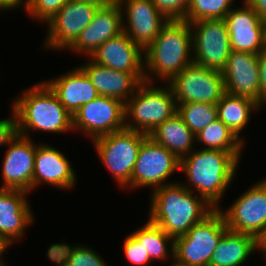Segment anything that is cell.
Masks as SVG:
<instances>
[{
	"label": "cell",
	"mask_w": 266,
	"mask_h": 266,
	"mask_svg": "<svg viewBox=\"0 0 266 266\" xmlns=\"http://www.w3.org/2000/svg\"><path fill=\"white\" fill-rule=\"evenodd\" d=\"M123 32L143 50L151 44L168 22L151 0H119Z\"/></svg>",
	"instance_id": "obj_17"
},
{
	"label": "cell",
	"mask_w": 266,
	"mask_h": 266,
	"mask_svg": "<svg viewBox=\"0 0 266 266\" xmlns=\"http://www.w3.org/2000/svg\"><path fill=\"white\" fill-rule=\"evenodd\" d=\"M28 5V0H0V12L14 11L15 9H24L25 12Z\"/></svg>",
	"instance_id": "obj_37"
},
{
	"label": "cell",
	"mask_w": 266,
	"mask_h": 266,
	"mask_svg": "<svg viewBox=\"0 0 266 266\" xmlns=\"http://www.w3.org/2000/svg\"><path fill=\"white\" fill-rule=\"evenodd\" d=\"M131 234L138 240L152 262L174 263V239L165 233L158 225L148 220L137 227Z\"/></svg>",
	"instance_id": "obj_28"
},
{
	"label": "cell",
	"mask_w": 266,
	"mask_h": 266,
	"mask_svg": "<svg viewBox=\"0 0 266 266\" xmlns=\"http://www.w3.org/2000/svg\"><path fill=\"white\" fill-rule=\"evenodd\" d=\"M78 1L90 2L100 7H105L116 3L115 0H78Z\"/></svg>",
	"instance_id": "obj_40"
},
{
	"label": "cell",
	"mask_w": 266,
	"mask_h": 266,
	"mask_svg": "<svg viewBox=\"0 0 266 266\" xmlns=\"http://www.w3.org/2000/svg\"><path fill=\"white\" fill-rule=\"evenodd\" d=\"M217 116L245 145L247 142L241 131H244L251 122V114L260 112V108L255 101L235 96L225 92L216 104Z\"/></svg>",
	"instance_id": "obj_26"
},
{
	"label": "cell",
	"mask_w": 266,
	"mask_h": 266,
	"mask_svg": "<svg viewBox=\"0 0 266 266\" xmlns=\"http://www.w3.org/2000/svg\"><path fill=\"white\" fill-rule=\"evenodd\" d=\"M148 221L173 239L185 235L215 208L180 181L157 188L149 198Z\"/></svg>",
	"instance_id": "obj_2"
},
{
	"label": "cell",
	"mask_w": 266,
	"mask_h": 266,
	"mask_svg": "<svg viewBox=\"0 0 266 266\" xmlns=\"http://www.w3.org/2000/svg\"><path fill=\"white\" fill-rule=\"evenodd\" d=\"M177 105V114L196 136L202 129L210 125L216 119V104L189 102Z\"/></svg>",
	"instance_id": "obj_30"
},
{
	"label": "cell",
	"mask_w": 266,
	"mask_h": 266,
	"mask_svg": "<svg viewBox=\"0 0 266 266\" xmlns=\"http://www.w3.org/2000/svg\"><path fill=\"white\" fill-rule=\"evenodd\" d=\"M100 6L84 1L70 0L47 22V35L42 44L45 51L67 50L90 24ZM48 49V50H47ZM59 50V51H58Z\"/></svg>",
	"instance_id": "obj_11"
},
{
	"label": "cell",
	"mask_w": 266,
	"mask_h": 266,
	"mask_svg": "<svg viewBox=\"0 0 266 266\" xmlns=\"http://www.w3.org/2000/svg\"><path fill=\"white\" fill-rule=\"evenodd\" d=\"M11 115L0 119V147H5L17 136V117L14 109L10 106Z\"/></svg>",
	"instance_id": "obj_35"
},
{
	"label": "cell",
	"mask_w": 266,
	"mask_h": 266,
	"mask_svg": "<svg viewBox=\"0 0 266 266\" xmlns=\"http://www.w3.org/2000/svg\"><path fill=\"white\" fill-rule=\"evenodd\" d=\"M167 266H179V265H177V264H175V263H172V264H169V265H167Z\"/></svg>",
	"instance_id": "obj_43"
},
{
	"label": "cell",
	"mask_w": 266,
	"mask_h": 266,
	"mask_svg": "<svg viewBox=\"0 0 266 266\" xmlns=\"http://www.w3.org/2000/svg\"><path fill=\"white\" fill-rule=\"evenodd\" d=\"M259 54L231 51L221 71L225 92L255 101L260 108Z\"/></svg>",
	"instance_id": "obj_19"
},
{
	"label": "cell",
	"mask_w": 266,
	"mask_h": 266,
	"mask_svg": "<svg viewBox=\"0 0 266 266\" xmlns=\"http://www.w3.org/2000/svg\"><path fill=\"white\" fill-rule=\"evenodd\" d=\"M143 52L145 82L157 83L160 80L161 83H168L193 63L192 30L189 22L169 20Z\"/></svg>",
	"instance_id": "obj_4"
},
{
	"label": "cell",
	"mask_w": 266,
	"mask_h": 266,
	"mask_svg": "<svg viewBox=\"0 0 266 266\" xmlns=\"http://www.w3.org/2000/svg\"><path fill=\"white\" fill-rule=\"evenodd\" d=\"M175 113L177 105L173 91L167 83L160 85L158 82H142L125 102V127L150 135Z\"/></svg>",
	"instance_id": "obj_5"
},
{
	"label": "cell",
	"mask_w": 266,
	"mask_h": 266,
	"mask_svg": "<svg viewBox=\"0 0 266 266\" xmlns=\"http://www.w3.org/2000/svg\"><path fill=\"white\" fill-rule=\"evenodd\" d=\"M254 12L266 23V0H244Z\"/></svg>",
	"instance_id": "obj_38"
},
{
	"label": "cell",
	"mask_w": 266,
	"mask_h": 266,
	"mask_svg": "<svg viewBox=\"0 0 266 266\" xmlns=\"http://www.w3.org/2000/svg\"><path fill=\"white\" fill-rule=\"evenodd\" d=\"M180 160L165 147L147 137L139 150L131 177V190L150 188L155 191L165 185L178 182L170 181L175 172H180Z\"/></svg>",
	"instance_id": "obj_9"
},
{
	"label": "cell",
	"mask_w": 266,
	"mask_h": 266,
	"mask_svg": "<svg viewBox=\"0 0 266 266\" xmlns=\"http://www.w3.org/2000/svg\"><path fill=\"white\" fill-rule=\"evenodd\" d=\"M254 252H260V242L255 237L227 230L218 242L209 266H244Z\"/></svg>",
	"instance_id": "obj_24"
},
{
	"label": "cell",
	"mask_w": 266,
	"mask_h": 266,
	"mask_svg": "<svg viewBox=\"0 0 266 266\" xmlns=\"http://www.w3.org/2000/svg\"><path fill=\"white\" fill-rule=\"evenodd\" d=\"M148 136L125 128L90 141L102 165L112 174L121 191H131L134 165L140 147Z\"/></svg>",
	"instance_id": "obj_6"
},
{
	"label": "cell",
	"mask_w": 266,
	"mask_h": 266,
	"mask_svg": "<svg viewBox=\"0 0 266 266\" xmlns=\"http://www.w3.org/2000/svg\"><path fill=\"white\" fill-rule=\"evenodd\" d=\"M231 203L225 209H217L228 230L251 235L260 242L266 235V177L254 182Z\"/></svg>",
	"instance_id": "obj_8"
},
{
	"label": "cell",
	"mask_w": 266,
	"mask_h": 266,
	"mask_svg": "<svg viewBox=\"0 0 266 266\" xmlns=\"http://www.w3.org/2000/svg\"><path fill=\"white\" fill-rule=\"evenodd\" d=\"M228 230L222 214L215 209L185 235L174 239V263L179 266H209L218 242Z\"/></svg>",
	"instance_id": "obj_7"
},
{
	"label": "cell",
	"mask_w": 266,
	"mask_h": 266,
	"mask_svg": "<svg viewBox=\"0 0 266 266\" xmlns=\"http://www.w3.org/2000/svg\"><path fill=\"white\" fill-rule=\"evenodd\" d=\"M37 142L17 136L9 143L2 157L0 189L33 191V173Z\"/></svg>",
	"instance_id": "obj_14"
},
{
	"label": "cell",
	"mask_w": 266,
	"mask_h": 266,
	"mask_svg": "<svg viewBox=\"0 0 266 266\" xmlns=\"http://www.w3.org/2000/svg\"><path fill=\"white\" fill-rule=\"evenodd\" d=\"M241 7H233L224 20L232 51L260 54L266 51L265 23L242 0Z\"/></svg>",
	"instance_id": "obj_16"
},
{
	"label": "cell",
	"mask_w": 266,
	"mask_h": 266,
	"mask_svg": "<svg viewBox=\"0 0 266 266\" xmlns=\"http://www.w3.org/2000/svg\"><path fill=\"white\" fill-rule=\"evenodd\" d=\"M89 59L103 67L132 73L145 82L143 49L124 32L101 44Z\"/></svg>",
	"instance_id": "obj_18"
},
{
	"label": "cell",
	"mask_w": 266,
	"mask_h": 266,
	"mask_svg": "<svg viewBox=\"0 0 266 266\" xmlns=\"http://www.w3.org/2000/svg\"><path fill=\"white\" fill-rule=\"evenodd\" d=\"M70 0H28L25 10L31 19L46 24Z\"/></svg>",
	"instance_id": "obj_32"
},
{
	"label": "cell",
	"mask_w": 266,
	"mask_h": 266,
	"mask_svg": "<svg viewBox=\"0 0 266 266\" xmlns=\"http://www.w3.org/2000/svg\"><path fill=\"white\" fill-rule=\"evenodd\" d=\"M149 137L179 160L194 150L196 145V136L177 113L160 124Z\"/></svg>",
	"instance_id": "obj_25"
},
{
	"label": "cell",
	"mask_w": 266,
	"mask_h": 266,
	"mask_svg": "<svg viewBox=\"0 0 266 266\" xmlns=\"http://www.w3.org/2000/svg\"><path fill=\"white\" fill-rule=\"evenodd\" d=\"M196 143V145H198V147H201V149H212L230 152L240 162L242 159L243 148L246 146L219 119H216L196 135Z\"/></svg>",
	"instance_id": "obj_29"
},
{
	"label": "cell",
	"mask_w": 266,
	"mask_h": 266,
	"mask_svg": "<svg viewBox=\"0 0 266 266\" xmlns=\"http://www.w3.org/2000/svg\"><path fill=\"white\" fill-rule=\"evenodd\" d=\"M68 157L52 144L38 142L33 173V191L41 185L58 190H73L77 185V174Z\"/></svg>",
	"instance_id": "obj_15"
},
{
	"label": "cell",
	"mask_w": 266,
	"mask_h": 266,
	"mask_svg": "<svg viewBox=\"0 0 266 266\" xmlns=\"http://www.w3.org/2000/svg\"><path fill=\"white\" fill-rule=\"evenodd\" d=\"M234 2L236 0H190L184 20L191 23L201 19H224Z\"/></svg>",
	"instance_id": "obj_31"
},
{
	"label": "cell",
	"mask_w": 266,
	"mask_h": 266,
	"mask_svg": "<svg viewBox=\"0 0 266 266\" xmlns=\"http://www.w3.org/2000/svg\"><path fill=\"white\" fill-rule=\"evenodd\" d=\"M10 106L17 117L19 135L32 138L35 131L51 135L73 133V116L43 80L21 90Z\"/></svg>",
	"instance_id": "obj_3"
},
{
	"label": "cell",
	"mask_w": 266,
	"mask_h": 266,
	"mask_svg": "<svg viewBox=\"0 0 266 266\" xmlns=\"http://www.w3.org/2000/svg\"><path fill=\"white\" fill-rule=\"evenodd\" d=\"M29 194L24 190L0 189V235L11 246L20 244L25 232L35 223Z\"/></svg>",
	"instance_id": "obj_20"
},
{
	"label": "cell",
	"mask_w": 266,
	"mask_h": 266,
	"mask_svg": "<svg viewBox=\"0 0 266 266\" xmlns=\"http://www.w3.org/2000/svg\"><path fill=\"white\" fill-rule=\"evenodd\" d=\"M176 104L202 102L217 104L225 93L222 73L191 63L167 83Z\"/></svg>",
	"instance_id": "obj_13"
},
{
	"label": "cell",
	"mask_w": 266,
	"mask_h": 266,
	"mask_svg": "<svg viewBox=\"0 0 266 266\" xmlns=\"http://www.w3.org/2000/svg\"><path fill=\"white\" fill-rule=\"evenodd\" d=\"M10 246L11 245L0 235V266H9L3 254L8 251L7 249L11 248Z\"/></svg>",
	"instance_id": "obj_39"
},
{
	"label": "cell",
	"mask_w": 266,
	"mask_h": 266,
	"mask_svg": "<svg viewBox=\"0 0 266 266\" xmlns=\"http://www.w3.org/2000/svg\"><path fill=\"white\" fill-rule=\"evenodd\" d=\"M258 69L260 75V109L263 111V107H266V51L259 54Z\"/></svg>",
	"instance_id": "obj_36"
},
{
	"label": "cell",
	"mask_w": 266,
	"mask_h": 266,
	"mask_svg": "<svg viewBox=\"0 0 266 266\" xmlns=\"http://www.w3.org/2000/svg\"><path fill=\"white\" fill-rule=\"evenodd\" d=\"M91 80L99 95L125 103L142 83L134 74L113 70L96 64L89 58L78 65Z\"/></svg>",
	"instance_id": "obj_23"
},
{
	"label": "cell",
	"mask_w": 266,
	"mask_h": 266,
	"mask_svg": "<svg viewBox=\"0 0 266 266\" xmlns=\"http://www.w3.org/2000/svg\"><path fill=\"white\" fill-rule=\"evenodd\" d=\"M93 247L88 244H66L53 242L46 250L51 263L55 266H109Z\"/></svg>",
	"instance_id": "obj_27"
},
{
	"label": "cell",
	"mask_w": 266,
	"mask_h": 266,
	"mask_svg": "<svg viewBox=\"0 0 266 266\" xmlns=\"http://www.w3.org/2000/svg\"><path fill=\"white\" fill-rule=\"evenodd\" d=\"M125 128V103L116 98L99 95L73 115V133L89 141Z\"/></svg>",
	"instance_id": "obj_12"
},
{
	"label": "cell",
	"mask_w": 266,
	"mask_h": 266,
	"mask_svg": "<svg viewBox=\"0 0 266 266\" xmlns=\"http://www.w3.org/2000/svg\"><path fill=\"white\" fill-rule=\"evenodd\" d=\"M192 30L193 62L221 72L231 53L224 19H201L189 23Z\"/></svg>",
	"instance_id": "obj_10"
},
{
	"label": "cell",
	"mask_w": 266,
	"mask_h": 266,
	"mask_svg": "<svg viewBox=\"0 0 266 266\" xmlns=\"http://www.w3.org/2000/svg\"><path fill=\"white\" fill-rule=\"evenodd\" d=\"M43 81L72 116L81 106L99 96L95 86L79 66Z\"/></svg>",
	"instance_id": "obj_22"
},
{
	"label": "cell",
	"mask_w": 266,
	"mask_h": 266,
	"mask_svg": "<svg viewBox=\"0 0 266 266\" xmlns=\"http://www.w3.org/2000/svg\"><path fill=\"white\" fill-rule=\"evenodd\" d=\"M260 251H266V235L260 241Z\"/></svg>",
	"instance_id": "obj_41"
},
{
	"label": "cell",
	"mask_w": 266,
	"mask_h": 266,
	"mask_svg": "<svg viewBox=\"0 0 266 266\" xmlns=\"http://www.w3.org/2000/svg\"><path fill=\"white\" fill-rule=\"evenodd\" d=\"M122 246L124 258L131 266H150L152 263L143 246L131 233L124 238Z\"/></svg>",
	"instance_id": "obj_33"
},
{
	"label": "cell",
	"mask_w": 266,
	"mask_h": 266,
	"mask_svg": "<svg viewBox=\"0 0 266 266\" xmlns=\"http://www.w3.org/2000/svg\"><path fill=\"white\" fill-rule=\"evenodd\" d=\"M157 10L169 20H184L190 0H151Z\"/></svg>",
	"instance_id": "obj_34"
},
{
	"label": "cell",
	"mask_w": 266,
	"mask_h": 266,
	"mask_svg": "<svg viewBox=\"0 0 266 266\" xmlns=\"http://www.w3.org/2000/svg\"><path fill=\"white\" fill-rule=\"evenodd\" d=\"M122 32L120 5L116 2L113 5L100 7L90 24L81 31L79 37L66 51L89 58L101 44Z\"/></svg>",
	"instance_id": "obj_21"
},
{
	"label": "cell",
	"mask_w": 266,
	"mask_h": 266,
	"mask_svg": "<svg viewBox=\"0 0 266 266\" xmlns=\"http://www.w3.org/2000/svg\"><path fill=\"white\" fill-rule=\"evenodd\" d=\"M239 164L230 152L195 148L180 159L179 173L187 178L180 183L218 209L225 192L237 180Z\"/></svg>",
	"instance_id": "obj_1"
},
{
	"label": "cell",
	"mask_w": 266,
	"mask_h": 266,
	"mask_svg": "<svg viewBox=\"0 0 266 266\" xmlns=\"http://www.w3.org/2000/svg\"><path fill=\"white\" fill-rule=\"evenodd\" d=\"M259 253H260L261 256L263 257V261H264L265 266H266V251H260Z\"/></svg>",
	"instance_id": "obj_42"
}]
</instances>
